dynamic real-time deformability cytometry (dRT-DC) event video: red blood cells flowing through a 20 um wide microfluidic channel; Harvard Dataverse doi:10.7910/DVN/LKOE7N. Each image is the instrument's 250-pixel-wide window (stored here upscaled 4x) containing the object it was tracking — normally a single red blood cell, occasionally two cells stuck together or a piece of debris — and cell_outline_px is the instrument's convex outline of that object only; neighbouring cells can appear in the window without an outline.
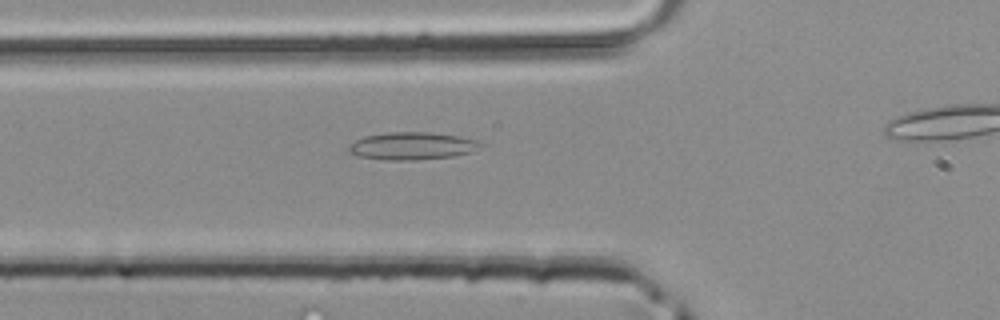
{"species": "common noctule bat (a hibernating species)", "species_latin": "Nyctalus noctula", "temperature_condition": "room temperature", "stored_images_in_passage": 33, "camera_frame_rate_fps": 3000, "um_per_image_px": 0.085, "animal": {"sex": "male", "body_mass_g": 20.4}, "frame": {"image": 1, "passage_image": 12, "time_ms": 3.667, "image_size_px": [1000, 320], "cell_outline_px": [[484, 144], [472, 152], [452, 156], [416, 160], [384, 160], [360, 156], [348, 152], [348, 144], [364, 136], [384, 132], [428, 132], [460, 136], [476, 140]], "centroid_in_image_um": [35.01, 12.4], "position_along_channel_um": 90.8, "area_um2": 21.27}}
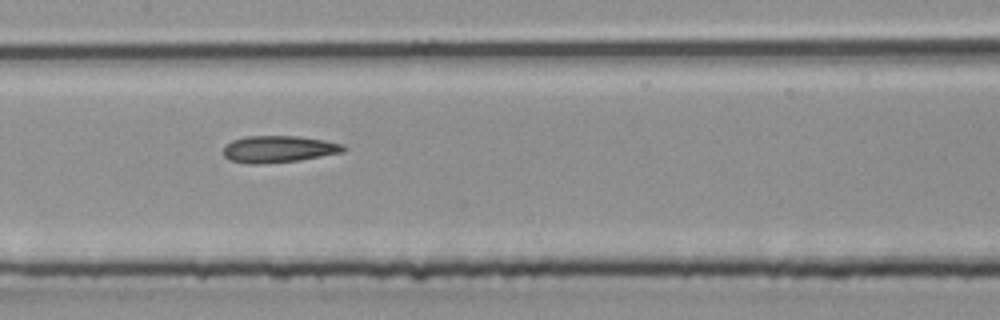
{"frame": {"image": 2, "passage_image": 18, "time_ms": 5.667, "image_size_px": [1000, 320], "cell_outline_px": [[348, 148], [344, 152], [300, 160], [256, 164], [248, 164], [228, 160], [224, 156], [224, 148], [232, 140], [244, 136], [300, 136], [324, 140], [344, 144]], "centroid_in_image_um": [23.71, 12.67], "position_along_channel_um": 183.7, "area_um2": 18.9}}
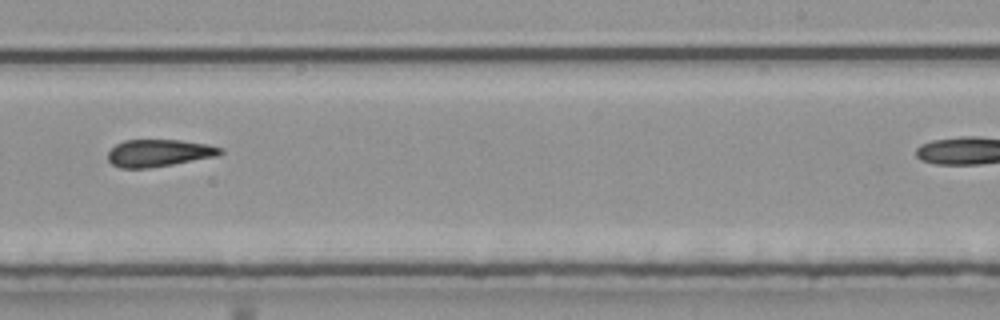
{"frame": {"image": 3, "passage_image": 24, "time_ms": 7.667, "image_size_px": [1000, 320], "cell_outline_px": [[224, 152], [220, 156], [148, 168], [120, 168], [112, 164], [108, 160], [108, 152], [116, 144], [124, 140], [180, 140], [208, 144], [224, 148]], "centroid_in_image_um": [13.55, 13.0], "position_along_channel_um": 275.4, "area_um2": 17.98}}